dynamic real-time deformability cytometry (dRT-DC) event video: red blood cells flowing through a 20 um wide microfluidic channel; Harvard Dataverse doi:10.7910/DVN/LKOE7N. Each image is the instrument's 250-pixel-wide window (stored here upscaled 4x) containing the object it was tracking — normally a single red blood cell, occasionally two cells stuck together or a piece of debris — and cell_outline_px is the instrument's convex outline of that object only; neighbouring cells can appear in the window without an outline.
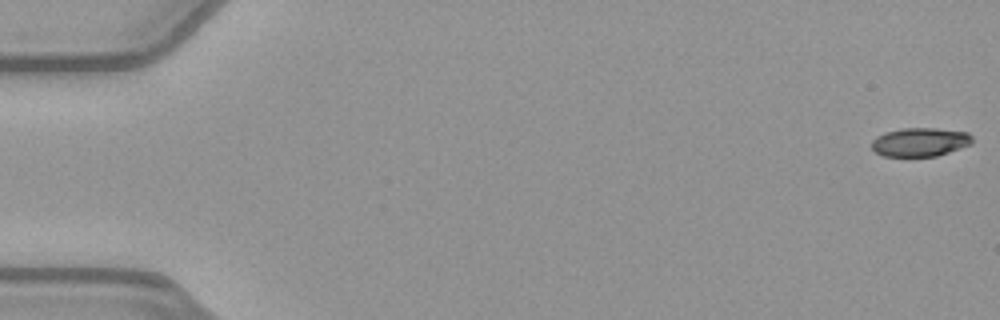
{"species": "common noctule bat (a hibernating species)", "species_latin": "Nyctalus noctula", "temperature_condition": "warm", "stored_images_in_passage": 52, "camera_frame_rate_fps": 3000, "um_per_image_px": 0.085, "animal": {"sex": "female", "body_mass_g": 21.9}, "frame": {"image": 1, "passage_image": 1, "time_ms": 0.0, "image_size_px": [1000, 320], "cell_outline_px": [[972, 144], [936, 156], [884, 156], [876, 152], [872, 148], [872, 140], [876, 136], [884, 132], [900, 128], [936, 128], [968, 132], [972, 136]], "centroid_in_image_um": [78.2, 12.06], "position_along_channel_um": 6.8, "area_um2": 16.88}}
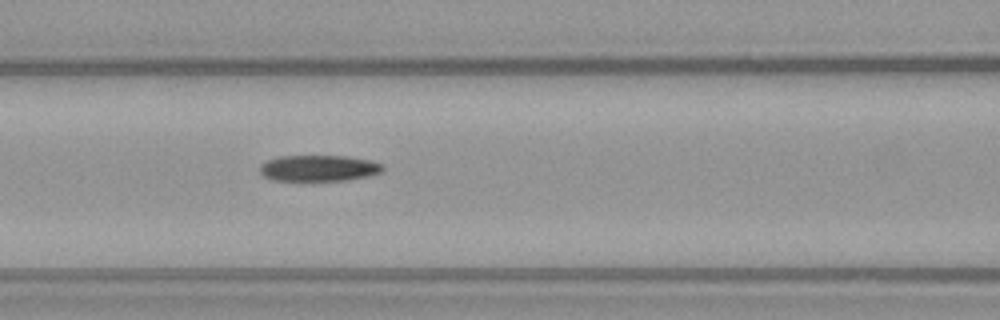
{"frame": {"image": 2, "passage_image": 23, "time_ms": 7.333, "image_size_px": [1000, 320], "cell_outline_px": [[384, 172], [368, 176], [348, 180], [272, 180], [264, 176], [260, 172], [260, 164], [268, 160], [280, 156], [344, 156], [372, 160], [384, 164]], "centroid_in_image_um": [27.15, 14.29], "position_along_channel_um": 139.5, "area_um2": 18.79}}
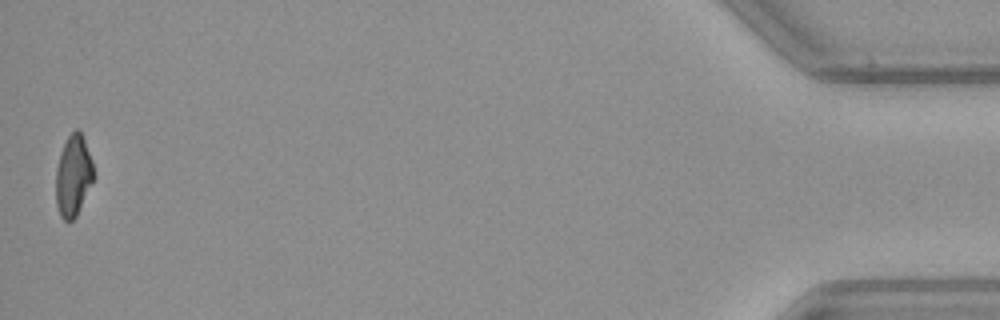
{"frame": {"image": 3, "passage_image": 52, "time_ms": 17.0, "image_size_px": [1000, 320], "cell_outline_px": [[96, 176], [76, 216], [72, 220], [64, 220], [60, 216], [56, 204], [56, 168], [60, 152], [68, 136], [76, 128], [80, 132], [84, 140], [92, 160]], "centroid_in_image_um": [6.24, 14.94], "position_along_channel_um": 429.0, "area_um2": 17.92}, "authors_computed_cell_mechanics": {"area_um2": 19.0162, "velocity_mm_per_s": 3.9884, "shape_relaxation_time_tau1_ms": null, "shape_relaxation_time_tau2_ms": 2.8342, "deformation_change_tau1": null, "deformation_change_tau2": 0.109}}